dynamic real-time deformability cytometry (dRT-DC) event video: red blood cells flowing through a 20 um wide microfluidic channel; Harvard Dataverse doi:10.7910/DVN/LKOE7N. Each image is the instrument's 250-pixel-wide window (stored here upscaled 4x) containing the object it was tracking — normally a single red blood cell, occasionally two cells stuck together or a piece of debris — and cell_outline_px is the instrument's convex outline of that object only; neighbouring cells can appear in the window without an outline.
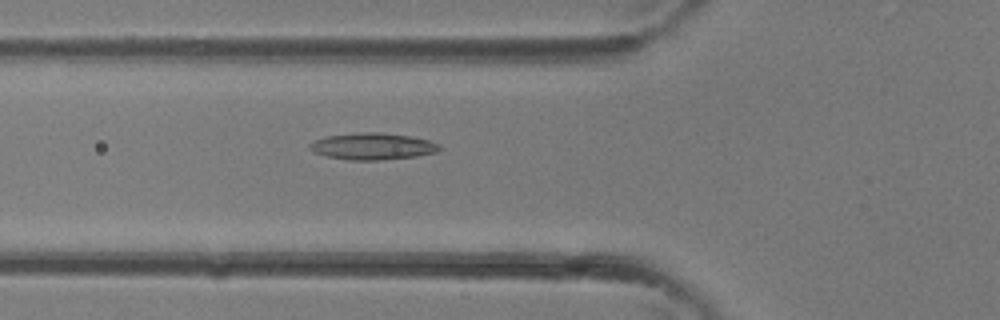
{"species": "common noctule bat (a hibernating species)", "species_latin": "Nyctalus noctula", "temperature_condition": "room temperature", "stored_images_in_passage": 38, "camera_frame_rate_fps": 3000, "um_per_image_px": 0.085, "animal": {"sex": "female"}, "frame": {"image": 1, "passage_image": 14, "time_ms": 4.333, "image_size_px": [1000, 320], "cell_outline_px": [[440, 148], [436, 152], [416, 156], [380, 160], [348, 160], [328, 156], [312, 152], [308, 148], [308, 144], [316, 140], [328, 136], [360, 132], [380, 132], [412, 136], [428, 140], [440, 144]], "centroid_in_image_um": [31.66, 12.43], "position_along_channel_um": 94.1, "area_um2": 20.17}}
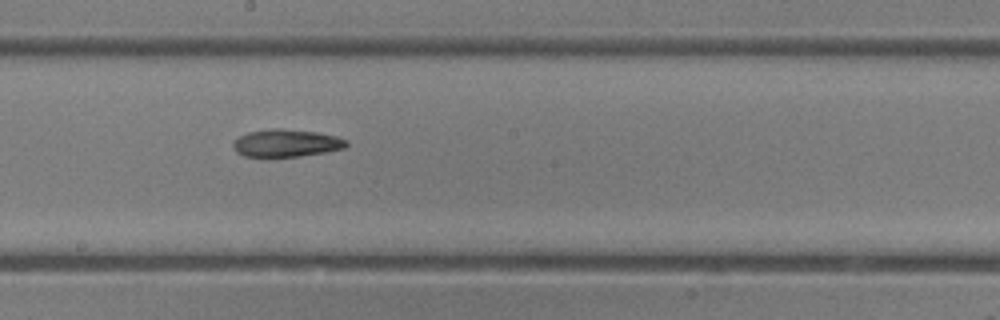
{"frame": {"image": 2, "passage_image": 21, "time_ms": 6.667, "image_size_px": [1000, 320], "cell_outline_px": [[348, 144], [344, 148], [328, 152], [300, 156], [244, 156], [236, 152], [232, 144], [240, 136], [248, 132], [272, 128], [280, 128], [316, 132], [336, 136], [348, 140]], "centroid_in_image_um": [24.37, 12.16], "position_along_channel_um": 223.8, "area_um2": 18.09}}
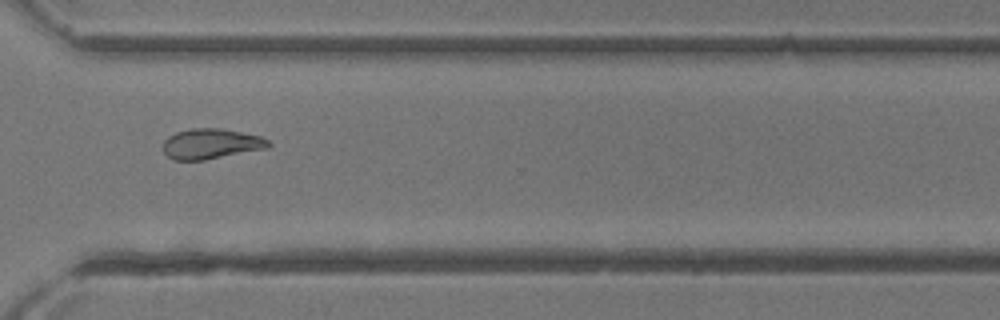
{"frame": {"image": 3, "passage_image": 28, "time_ms": 9.0, "image_size_px": [1000, 320], "cell_outline_px": [[272, 144], [268, 148], [204, 160], [172, 160], [164, 152], [164, 140], [168, 136], [176, 132], [192, 128], [220, 128], [260, 136], [268, 140]], "centroid_in_image_um": [17.93, 12.22], "position_along_channel_um": 352.7, "area_um2": 18.55}}